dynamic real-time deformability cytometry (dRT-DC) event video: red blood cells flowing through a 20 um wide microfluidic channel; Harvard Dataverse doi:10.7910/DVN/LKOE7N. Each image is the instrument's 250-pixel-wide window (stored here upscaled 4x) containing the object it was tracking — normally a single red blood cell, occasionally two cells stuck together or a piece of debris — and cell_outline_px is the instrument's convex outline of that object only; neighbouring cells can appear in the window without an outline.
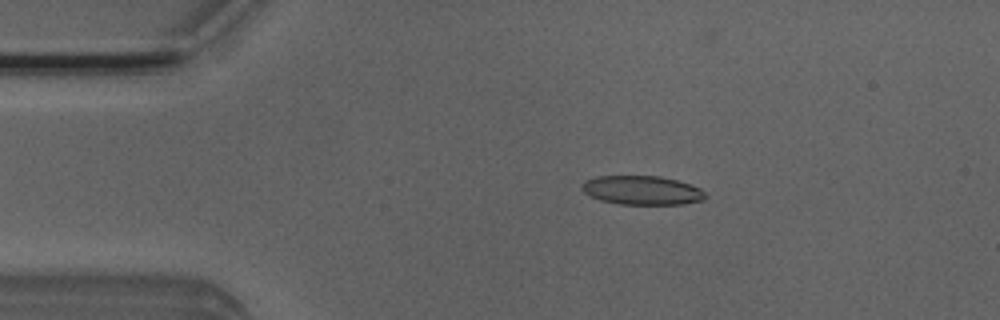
{"species": "Egyptian fruit bat (a non-hibernating species)", "species_latin": "Rousettus aegyptiacus", "temperature_condition": "room temperature", "stored_images_in_passage": 52, "camera_frame_rate_fps": 3000, "um_per_image_px": 0.085, "animal": {"sex": "male"}, "frame": {"image": 1, "passage_image": 10, "time_ms": 3.0, "image_size_px": [1000, 320], "cell_outline_px": [[708, 196], [704, 200], [684, 204], [620, 204], [600, 200], [588, 196], [580, 188], [584, 180], [596, 176], [660, 176], [692, 184], [700, 188]], "centroid_in_image_um": [54.56, 16.17], "position_along_channel_um": 30.4, "area_um2": 21.1}}
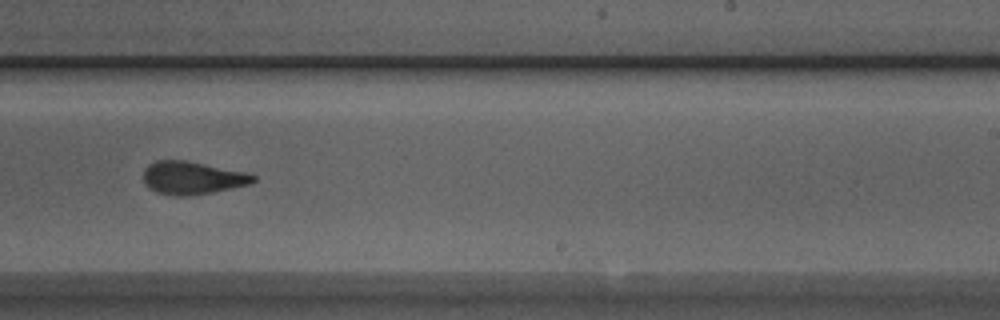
{"frame": {"image": 2, "passage_image": 32, "time_ms": 10.333, "image_size_px": [1000, 320], "cell_outline_px": [[256, 180], [252, 184], [212, 192], [188, 196], [172, 196], [156, 192], [148, 188], [144, 184], [144, 168], [148, 164], [156, 160], [184, 160], [248, 172], [256, 176]], "centroid_in_image_um": [16.34, 15.12], "position_along_channel_um": 272.7, "area_um2": 21.33}}
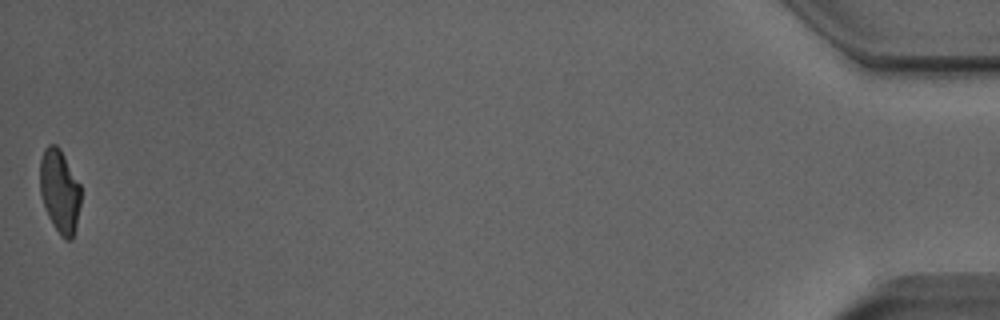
{"frame": {"image": 3, "passage_image": 52, "time_ms": 17.0, "image_size_px": [1000, 320], "cell_outline_px": [[80, 204], [76, 224], [72, 240], [64, 240], [60, 236], [48, 216], [40, 192], [40, 160], [44, 148], [48, 144], [56, 144], [60, 148], [80, 184]], "centroid_in_image_um": [5.06, 16.23], "position_along_channel_um": 430.1, "area_um2": 19.83}, "authors_computed_cell_mechanics": {"area_um2": 21.0392, "velocity_mm_per_s": 3.9271, "shape_relaxation_time_tau1_ms": 6.3094, "shape_relaxation_time_tau2_ms": 2.1179, "deformation_change_tau1": 0.1942, "deformation_change_tau2": 0.1104}}